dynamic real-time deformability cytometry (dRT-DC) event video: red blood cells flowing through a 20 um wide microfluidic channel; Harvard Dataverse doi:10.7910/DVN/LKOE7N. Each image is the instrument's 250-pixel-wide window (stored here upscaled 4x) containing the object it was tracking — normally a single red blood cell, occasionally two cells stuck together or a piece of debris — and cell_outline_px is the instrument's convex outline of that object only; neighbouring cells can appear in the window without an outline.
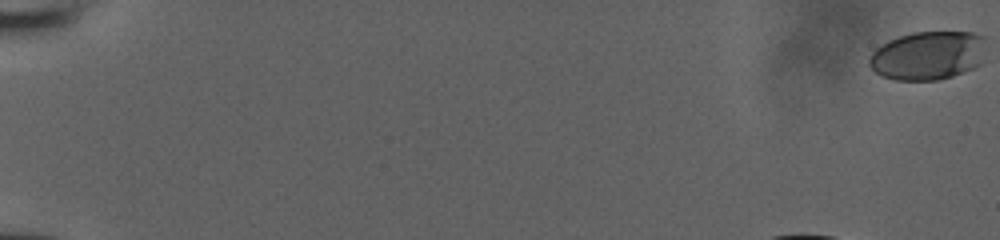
{"species": "human", "species_latin": "Homo sapiens", "temperature_condition": "room temperature", "stored_images_in_passage": 44, "camera_frame_rate_fps": 3000, "um_per_image_px": 0.085, "donor": {"sex": "male"}, "frame": {"image": 1, "passage_image": 1, "time_ms": 0.0, "image_size_px": [1000, 240], "cell_outline_px": [[984, 40], [980, 64], [972, 68], [952, 76], [940, 80], [896, 80], [884, 76], [876, 72], [868, 64], [868, 56], [876, 48], [888, 40], [912, 32], [972, 32], [984, 36]], "centroid_in_image_um": [78.83, 4.71], "position_along_channel_um": 6.2, "area_um2": 33.0}}
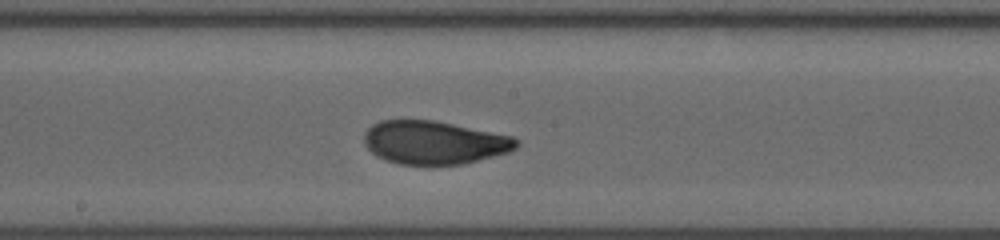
{"frame": {"image": 2, "passage_image": 28, "time_ms": 9.0, "image_size_px": [1000, 240], "cell_outline_px": [[520, 144], [516, 148], [508, 152], [464, 164], [400, 164], [384, 160], [372, 152], [364, 144], [364, 132], [372, 124], [380, 120], [432, 120], [512, 136], [520, 140]], "centroid_in_image_um": [36.9, 12.11], "position_along_channel_um": 211.3, "area_um2": 38.26}}
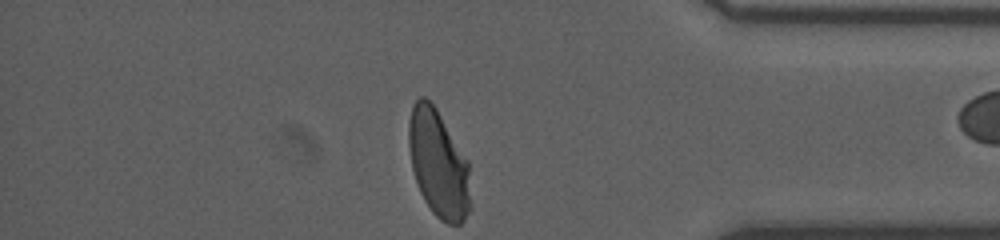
{"frame": {"image": 3, "passage_image": 43, "time_ms": 14.0, "image_size_px": [1000, 240], "cell_outline_px": [[472, 208], [464, 220], [460, 224], [448, 224], [440, 220], [432, 212], [424, 200], [420, 192], [412, 168], [408, 144], [408, 120], [412, 104], [420, 96], [424, 96], [436, 108], [468, 160], [472, 204]], "centroid_in_image_um": [37.28, 13.94], "position_along_channel_um": 397.9, "area_um2": 39.13}}